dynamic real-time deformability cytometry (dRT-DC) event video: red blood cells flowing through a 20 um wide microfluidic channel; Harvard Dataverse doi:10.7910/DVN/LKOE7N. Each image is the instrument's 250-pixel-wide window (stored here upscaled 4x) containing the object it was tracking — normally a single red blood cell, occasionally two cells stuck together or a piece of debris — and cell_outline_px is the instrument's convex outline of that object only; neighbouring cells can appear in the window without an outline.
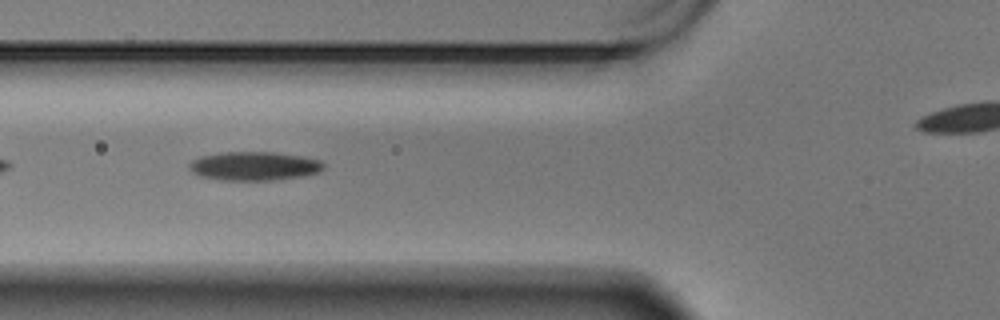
{"species": "Egyptian fruit bat (a non-hibernating species)", "species_latin": "Rousettus aegyptiacus", "temperature_condition": "warm", "stored_images_in_passage": 36, "camera_frame_rate_fps": 3000, "um_per_image_px": 0.085, "animal": {"sex": "male"}, "frame": {"image": 1, "passage_image": 6, "time_ms": 1.667, "image_size_px": [1000, 320], "cell_outline_px": [[324, 168], [320, 172], [304, 176], [272, 180], [224, 180], [200, 176], [192, 172], [188, 168], [188, 164], [192, 160], [200, 156], [220, 152], [272, 152], [304, 156], [320, 160], [324, 164]], "centroid_in_image_um": [21.61, 14.11], "position_along_channel_um": 104.2, "area_um2": 22.72}}
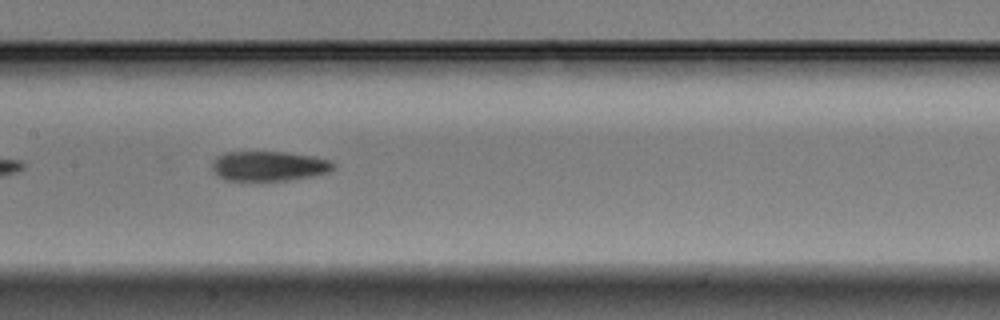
{"frame": {"image": 2, "passage_image": 13, "time_ms": 4.0, "image_size_px": [1000, 320], "cell_outline_px": [[336, 168], [328, 172], [312, 176], [284, 180], [224, 180], [212, 172], [212, 160], [216, 156], [224, 152], [284, 152], [316, 156], [332, 160], [336, 164]], "centroid_in_image_um": [22.86, 14.1], "position_along_channel_um": 184.5, "area_um2": 21.33}}
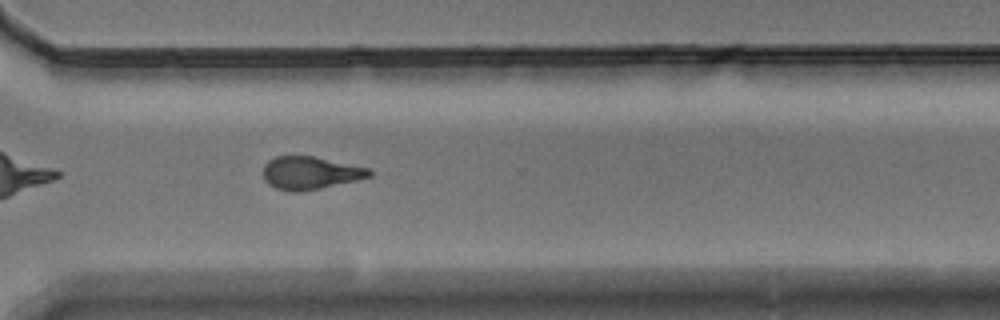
{"frame": {"image": 3, "passage_image": 27, "time_ms": 8.667, "image_size_px": [1000, 320], "cell_outline_px": [[372, 176], [356, 180], [320, 188], [296, 192], [288, 192], [276, 188], [268, 184], [264, 180], [264, 164], [268, 160], [276, 156], [312, 156], [372, 168]], "centroid_in_image_um": [26.37, 14.69], "position_along_channel_um": 344.2, "area_um2": 20.35}}